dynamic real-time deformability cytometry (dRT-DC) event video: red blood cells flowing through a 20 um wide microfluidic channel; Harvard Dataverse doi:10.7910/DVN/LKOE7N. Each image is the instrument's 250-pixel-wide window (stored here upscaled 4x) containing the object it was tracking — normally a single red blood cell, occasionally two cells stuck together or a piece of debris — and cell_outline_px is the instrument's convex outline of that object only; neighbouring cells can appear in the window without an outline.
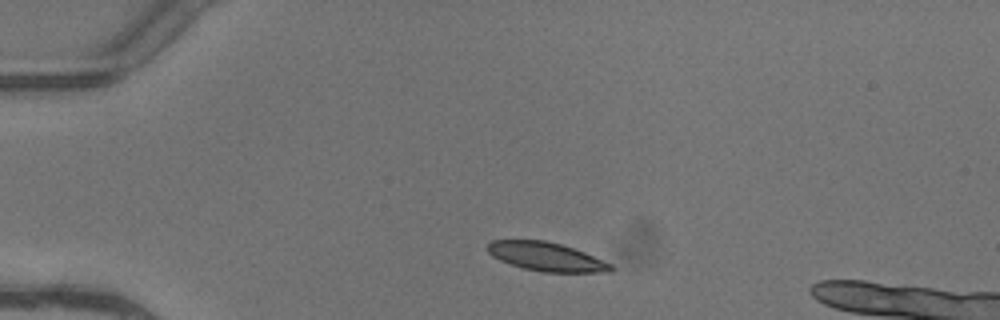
{"species": "common noctule bat (a hibernating species)", "species_latin": "Nyctalus noctula", "temperature_condition": "warm", "stored_images_in_passage": 1, "camera_frame_rate_fps": 3000, "um_per_image_px": 0.085, "animal": {"sex": "female"}, "frame": {"image": 1, "passage_image": 1, "time_ms": 0.0, "image_size_px": [1000, 320], "cell_outline_px": [[616, 268], [612, 272], [544, 272], [524, 268], [500, 260], [492, 256], [484, 248], [492, 240], [544, 240], [560, 244], [584, 252], [612, 264]], "centroid_in_image_um": [46.44, 21.82], "position_along_channel_um": 38.6, "area_um2": 20.58}}